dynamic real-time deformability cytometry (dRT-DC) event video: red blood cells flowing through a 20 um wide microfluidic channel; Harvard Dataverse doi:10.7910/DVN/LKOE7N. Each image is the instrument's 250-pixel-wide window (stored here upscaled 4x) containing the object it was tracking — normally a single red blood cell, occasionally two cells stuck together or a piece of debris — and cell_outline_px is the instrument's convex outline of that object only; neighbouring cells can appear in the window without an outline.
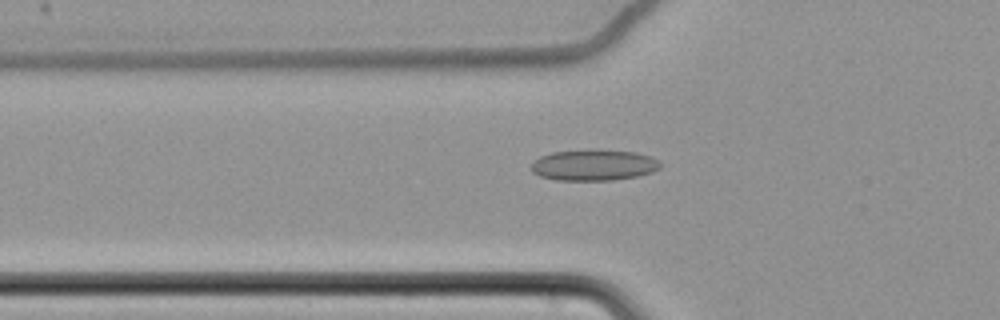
{"species": "common noctule bat (a hibernating species)", "species_latin": "Nyctalus noctula", "temperature_condition": "cold", "stored_images_in_passage": 59, "camera_frame_rate_fps": 3000, "um_per_image_px": 0.085, "animal": {"sex": "female", "body_mass_g": 22.7, "forearm_length_mm": 54.2}, "frame": {"image": 1, "passage_image": 21, "time_ms": 6.667, "image_size_px": [1000, 320], "cell_outline_px": [[660, 168], [652, 172], [636, 176], [612, 180], [556, 180], [540, 176], [532, 172], [532, 160], [540, 156], [552, 152], [596, 148], [636, 152], [652, 156], [660, 160]], "centroid_in_image_um": [50.48, 14.0], "position_along_channel_um": 75.3, "area_um2": 23.81}}
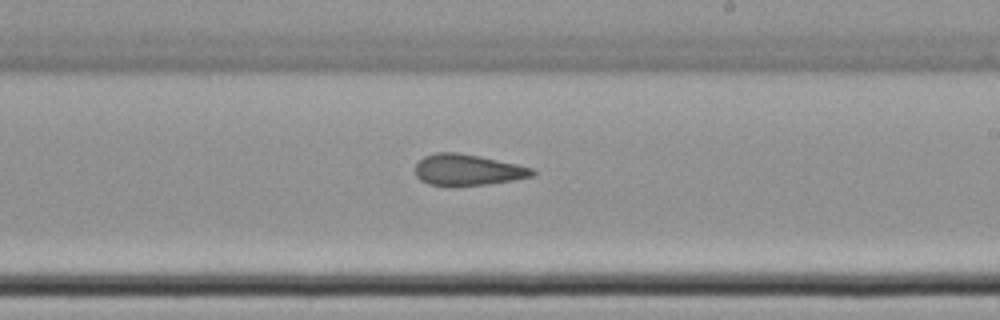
{"frame": {"image": 2, "passage_image": 36, "time_ms": 11.667, "image_size_px": [1000, 320], "cell_outline_px": [[536, 172], [532, 176], [512, 180], [488, 184], [428, 184], [420, 180], [416, 176], [416, 164], [424, 156], [436, 152], [456, 152], [480, 156], [536, 168]], "centroid_in_image_um": [39.78, 14.41], "position_along_channel_um": 249.2, "area_um2": 20.92}}
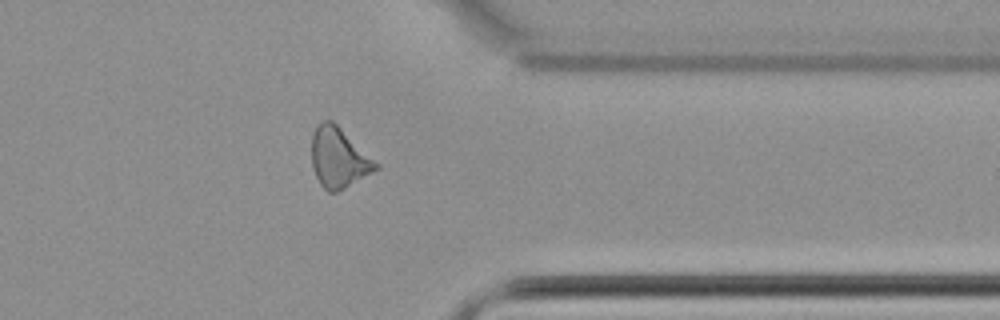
{"frame": {"image": 3, "passage_image": 48, "time_ms": 15.667, "image_size_px": [1000, 320], "cell_outline_px": [[380, 168], [344, 188], [336, 192], [328, 192], [320, 184], [312, 168], [312, 132], [324, 120], [332, 120], [380, 164]], "centroid_in_image_um": [28.8, 13.42], "position_along_channel_um": 382.6, "area_um2": 22.31}, "authors_computed_cell_mechanics": {"area_um2": 22.4264, "velocity_mm_per_s": 3.4958, "shape_relaxation_time_tau1_ms": null, "shape_relaxation_time_tau2_ms": 5.0052, "deformation_change_tau1": null, "deformation_change_tau2": 0.1219}}